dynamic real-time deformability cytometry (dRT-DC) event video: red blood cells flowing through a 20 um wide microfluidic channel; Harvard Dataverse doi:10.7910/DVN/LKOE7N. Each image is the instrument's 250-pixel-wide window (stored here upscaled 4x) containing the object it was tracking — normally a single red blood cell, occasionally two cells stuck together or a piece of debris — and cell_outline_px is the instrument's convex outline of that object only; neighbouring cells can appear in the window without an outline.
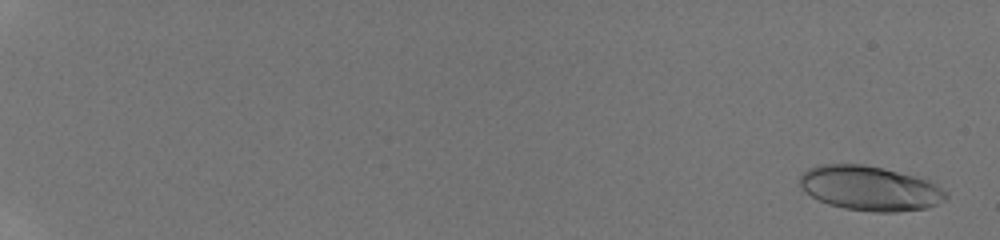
{"species": "human", "species_latin": "Homo sapiens", "temperature_condition": "room temperature", "stored_images_in_passage": 36, "camera_frame_rate_fps": 3000, "um_per_image_px": 0.085, "donor": {"sex": "male"}, "frame": {"image": 1, "passage_image": 2, "time_ms": 0.333, "image_size_px": [1000, 240], "cell_outline_px": [[948, 196], [944, 200], [928, 208], [896, 212], [876, 212], [844, 208], [828, 204], [804, 192], [800, 184], [800, 176], [808, 168], [820, 164], [864, 164], [884, 168], [928, 180], [936, 184], [948, 192]], "centroid_in_image_um": [73.95, 16.0], "position_along_channel_um": 11.1, "area_um2": 38.03}}
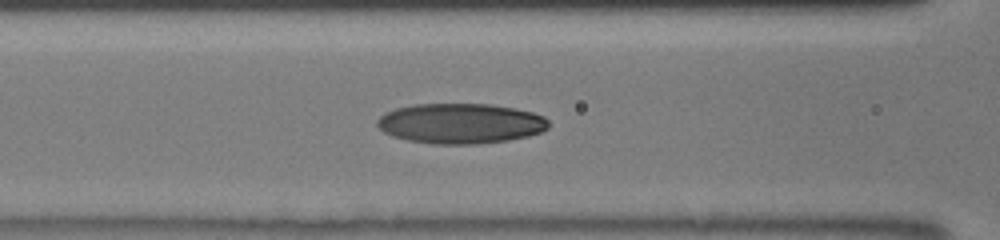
{"frame": {"image": 2, "passage_image": 23, "time_ms": 8.667, "image_size_px": [1000, 240], "cell_outline_px": [[548, 128], [540, 132], [528, 136], [508, 140], [476, 144], [432, 144], [408, 140], [392, 136], [384, 132], [376, 124], [376, 120], [384, 112], [396, 108], [412, 104], [488, 104], [516, 108], [532, 112], [544, 116], [548, 120]], "centroid_in_image_um": [39.12, 10.49], "position_along_channel_um": 127.5, "area_um2": 40.34}}
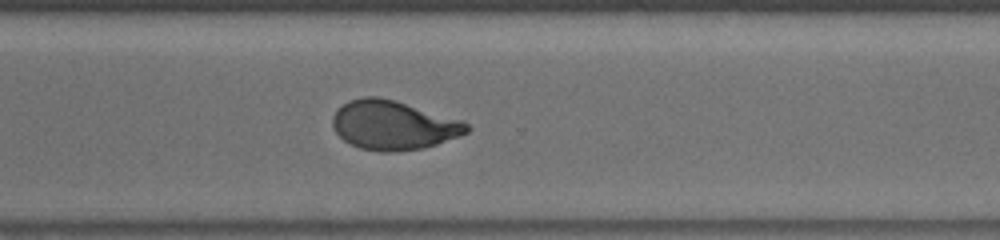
{"frame": {"image": 3, "passage_image": 36, "time_ms": 13.667, "image_size_px": [1000, 240], "cell_outline_px": [[472, 128], [468, 132], [460, 136], [424, 148], [396, 152], [380, 152], [360, 148], [344, 140], [336, 132], [332, 124], [332, 116], [348, 100], [364, 96], [380, 96], [396, 100], [464, 120]], "centroid_in_image_um": [33.48, 10.63], "position_along_channel_um": 337.1, "area_um2": 38.78}}